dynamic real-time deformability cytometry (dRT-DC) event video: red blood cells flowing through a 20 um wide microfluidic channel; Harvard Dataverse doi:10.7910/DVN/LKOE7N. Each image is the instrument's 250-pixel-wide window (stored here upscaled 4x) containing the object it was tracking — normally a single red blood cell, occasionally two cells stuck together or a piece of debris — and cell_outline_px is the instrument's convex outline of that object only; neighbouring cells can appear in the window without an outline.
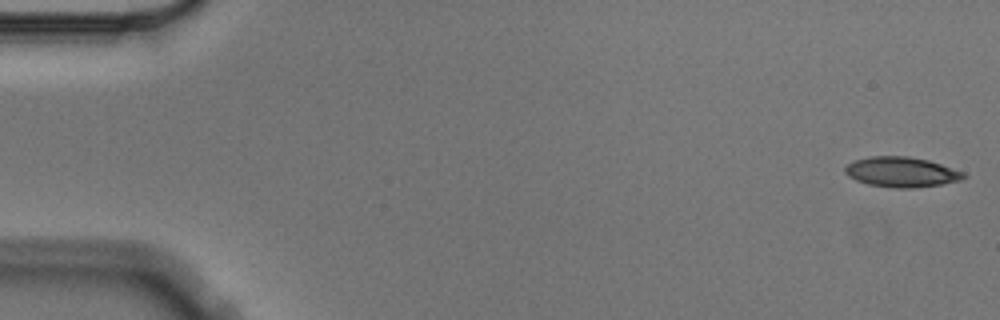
{"species": "Egyptian fruit bat (a non-hibernating species)", "species_latin": "Rousettus aegyptiacus", "temperature_condition": "cold", "stored_images_in_passage": 5, "camera_frame_rate_fps": 3000, "um_per_image_px": 0.085, "animal": {"sex": "male"}, "frame": {"image": 1, "passage_image": 1, "time_ms": 0.0, "image_size_px": [1000, 320], "cell_outline_px": [[968, 176], [960, 180], [940, 184], [912, 188], [892, 188], [868, 184], [856, 180], [848, 176], [844, 172], [844, 168], [848, 164], [856, 160], [872, 156], [908, 156], [928, 160], [964, 172]], "centroid_in_image_um": [76.62, 14.62], "position_along_channel_um": 8.4, "area_um2": 20.69}}
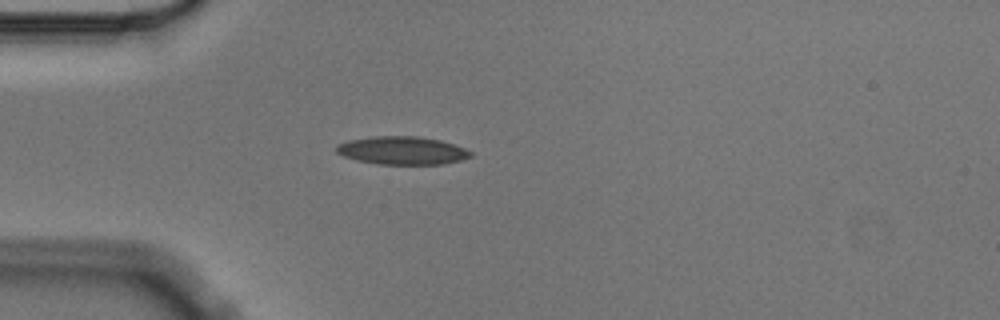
{"frame": {"image": 2, "passage_image": 5, "time_ms": 1.333, "image_size_px": [1000, 320], "cell_outline_px": [[472, 156], [460, 160], [444, 164], [376, 164], [356, 160], [344, 156], [336, 152], [336, 144], [348, 140], [376, 136], [416, 136], [440, 140], [464, 148], [472, 152]], "centroid_in_image_um": [34.16, 12.79], "position_along_channel_um": 50.8, "area_um2": 21.91}}